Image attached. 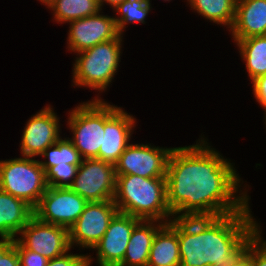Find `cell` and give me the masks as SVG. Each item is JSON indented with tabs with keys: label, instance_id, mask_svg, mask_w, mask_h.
<instances>
[{
	"label": "cell",
	"instance_id": "7",
	"mask_svg": "<svg viewBox=\"0 0 266 266\" xmlns=\"http://www.w3.org/2000/svg\"><path fill=\"white\" fill-rule=\"evenodd\" d=\"M70 188L87 202L113 200L116 190L114 164L96 158L82 159Z\"/></svg>",
	"mask_w": 266,
	"mask_h": 266
},
{
	"label": "cell",
	"instance_id": "18",
	"mask_svg": "<svg viewBox=\"0 0 266 266\" xmlns=\"http://www.w3.org/2000/svg\"><path fill=\"white\" fill-rule=\"evenodd\" d=\"M178 218L165 223L156 233L147 266H180Z\"/></svg>",
	"mask_w": 266,
	"mask_h": 266
},
{
	"label": "cell",
	"instance_id": "22",
	"mask_svg": "<svg viewBox=\"0 0 266 266\" xmlns=\"http://www.w3.org/2000/svg\"><path fill=\"white\" fill-rule=\"evenodd\" d=\"M49 9L57 23H68L99 13L102 9L98 0H57Z\"/></svg>",
	"mask_w": 266,
	"mask_h": 266
},
{
	"label": "cell",
	"instance_id": "2",
	"mask_svg": "<svg viewBox=\"0 0 266 266\" xmlns=\"http://www.w3.org/2000/svg\"><path fill=\"white\" fill-rule=\"evenodd\" d=\"M250 210L178 218L180 266H226L261 227Z\"/></svg>",
	"mask_w": 266,
	"mask_h": 266
},
{
	"label": "cell",
	"instance_id": "13",
	"mask_svg": "<svg viewBox=\"0 0 266 266\" xmlns=\"http://www.w3.org/2000/svg\"><path fill=\"white\" fill-rule=\"evenodd\" d=\"M140 221L119 211L114 215L104 236L93 247L99 266H118L123 261L131 233Z\"/></svg>",
	"mask_w": 266,
	"mask_h": 266
},
{
	"label": "cell",
	"instance_id": "21",
	"mask_svg": "<svg viewBox=\"0 0 266 266\" xmlns=\"http://www.w3.org/2000/svg\"><path fill=\"white\" fill-rule=\"evenodd\" d=\"M191 8L205 19L219 25L233 26L237 0H187Z\"/></svg>",
	"mask_w": 266,
	"mask_h": 266
},
{
	"label": "cell",
	"instance_id": "6",
	"mask_svg": "<svg viewBox=\"0 0 266 266\" xmlns=\"http://www.w3.org/2000/svg\"><path fill=\"white\" fill-rule=\"evenodd\" d=\"M68 125L73 138L68 139L79 151L82 159H99L104 136V101L97 96L69 111Z\"/></svg>",
	"mask_w": 266,
	"mask_h": 266
},
{
	"label": "cell",
	"instance_id": "27",
	"mask_svg": "<svg viewBox=\"0 0 266 266\" xmlns=\"http://www.w3.org/2000/svg\"><path fill=\"white\" fill-rule=\"evenodd\" d=\"M90 255L68 254V251L61 256L48 261L47 266H90L92 262Z\"/></svg>",
	"mask_w": 266,
	"mask_h": 266
},
{
	"label": "cell",
	"instance_id": "29",
	"mask_svg": "<svg viewBox=\"0 0 266 266\" xmlns=\"http://www.w3.org/2000/svg\"><path fill=\"white\" fill-rule=\"evenodd\" d=\"M260 229L252 236L253 266H266V241L260 235Z\"/></svg>",
	"mask_w": 266,
	"mask_h": 266
},
{
	"label": "cell",
	"instance_id": "1",
	"mask_svg": "<svg viewBox=\"0 0 266 266\" xmlns=\"http://www.w3.org/2000/svg\"><path fill=\"white\" fill-rule=\"evenodd\" d=\"M215 150L204 138L194 145L173 147L166 172L173 218L222 216L249 205L246 191L236 195L241 179L232 163Z\"/></svg>",
	"mask_w": 266,
	"mask_h": 266
},
{
	"label": "cell",
	"instance_id": "11",
	"mask_svg": "<svg viewBox=\"0 0 266 266\" xmlns=\"http://www.w3.org/2000/svg\"><path fill=\"white\" fill-rule=\"evenodd\" d=\"M17 240L26 248L48 260L70 251L69 231L59 225L39 221L33 216L23 227Z\"/></svg>",
	"mask_w": 266,
	"mask_h": 266
},
{
	"label": "cell",
	"instance_id": "26",
	"mask_svg": "<svg viewBox=\"0 0 266 266\" xmlns=\"http://www.w3.org/2000/svg\"><path fill=\"white\" fill-rule=\"evenodd\" d=\"M0 266H20L14 238H1Z\"/></svg>",
	"mask_w": 266,
	"mask_h": 266
},
{
	"label": "cell",
	"instance_id": "33",
	"mask_svg": "<svg viewBox=\"0 0 266 266\" xmlns=\"http://www.w3.org/2000/svg\"><path fill=\"white\" fill-rule=\"evenodd\" d=\"M40 2H42V4L48 6L47 8H49L52 4H54L57 0H39Z\"/></svg>",
	"mask_w": 266,
	"mask_h": 266
},
{
	"label": "cell",
	"instance_id": "31",
	"mask_svg": "<svg viewBox=\"0 0 266 266\" xmlns=\"http://www.w3.org/2000/svg\"><path fill=\"white\" fill-rule=\"evenodd\" d=\"M251 82L253 84L254 97L266 112V75L260 76Z\"/></svg>",
	"mask_w": 266,
	"mask_h": 266
},
{
	"label": "cell",
	"instance_id": "12",
	"mask_svg": "<svg viewBox=\"0 0 266 266\" xmlns=\"http://www.w3.org/2000/svg\"><path fill=\"white\" fill-rule=\"evenodd\" d=\"M136 119L121 107L104 101V136L99 149V159L115 164L126 147Z\"/></svg>",
	"mask_w": 266,
	"mask_h": 266
},
{
	"label": "cell",
	"instance_id": "30",
	"mask_svg": "<svg viewBox=\"0 0 266 266\" xmlns=\"http://www.w3.org/2000/svg\"><path fill=\"white\" fill-rule=\"evenodd\" d=\"M226 266H253L252 238L245 247Z\"/></svg>",
	"mask_w": 266,
	"mask_h": 266
},
{
	"label": "cell",
	"instance_id": "25",
	"mask_svg": "<svg viewBox=\"0 0 266 266\" xmlns=\"http://www.w3.org/2000/svg\"><path fill=\"white\" fill-rule=\"evenodd\" d=\"M79 165L52 166L45 172L47 187H70Z\"/></svg>",
	"mask_w": 266,
	"mask_h": 266
},
{
	"label": "cell",
	"instance_id": "14",
	"mask_svg": "<svg viewBox=\"0 0 266 266\" xmlns=\"http://www.w3.org/2000/svg\"><path fill=\"white\" fill-rule=\"evenodd\" d=\"M100 13L69 22L68 50L79 53L120 35L114 17Z\"/></svg>",
	"mask_w": 266,
	"mask_h": 266
},
{
	"label": "cell",
	"instance_id": "20",
	"mask_svg": "<svg viewBox=\"0 0 266 266\" xmlns=\"http://www.w3.org/2000/svg\"><path fill=\"white\" fill-rule=\"evenodd\" d=\"M250 80L266 75V36H251L242 40H234Z\"/></svg>",
	"mask_w": 266,
	"mask_h": 266
},
{
	"label": "cell",
	"instance_id": "19",
	"mask_svg": "<svg viewBox=\"0 0 266 266\" xmlns=\"http://www.w3.org/2000/svg\"><path fill=\"white\" fill-rule=\"evenodd\" d=\"M34 216L33 208L22 199L0 189V237L14 238Z\"/></svg>",
	"mask_w": 266,
	"mask_h": 266
},
{
	"label": "cell",
	"instance_id": "24",
	"mask_svg": "<svg viewBox=\"0 0 266 266\" xmlns=\"http://www.w3.org/2000/svg\"><path fill=\"white\" fill-rule=\"evenodd\" d=\"M150 0H124L114 11L121 17H114L117 24V31L123 35V30L128 23H144L145 17L151 10Z\"/></svg>",
	"mask_w": 266,
	"mask_h": 266
},
{
	"label": "cell",
	"instance_id": "8",
	"mask_svg": "<svg viewBox=\"0 0 266 266\" xmlns=\"http://www.w3.org/2000/svg\"><path fill=\"white\" fill-rule=\"evenodd\" d=\"M88 202L70 187H47L34 216L41 222L69 228L75 223Z\"/></svg>",
	"mask_w": 266,
	"mask_h": 266
},
{
	"label": "cell",
	"instance_id": "16",
	"mask_svg": "<svg viewBox=\"0 0 266 266\" xmlns=\"http://www.w3.org/2000/svg\"><path fill=\"white\" fill-rule=\"evenodd\" d=\"M234 40L266 33V0H237L233 26L229 30Z\"/></svg>",
	"mask_w": 266,
	"mask_h": 266
},
{
	"label": "cell",
	"instance_id": "17",
	"mask_svg": "<svg viewBox=\"0 0 266 266\" xmlns=\"http://www.w3.org/2000/svg\"><path fill=\"white\" fill-rule=\"evenodd\" d=\"M164 224L157 220H141L134 227L123 261L118 266H147L154 237Z\"/></svg>",
	"mask_w": 266,
	"mask_h": 266
},
{
	"label": "cell",
	"instance_id": "4",
	"mask_svg": "<svg viewBox=\"0 0 266 266\" xmlns=\"http://www.w3.org/2000/svg\"><path fill=\"white\" fill-rule=\"evenodd\" d=\"M122 35L77 53L73 64V82L78 87L105 91L114 79L121 56Z\"/></svg>",
	"mask_w": 266,
	"mask_h": 266
},
{
	"label": "cell",
	"instance_id": "28",
	"mask_svg": "<svg viewBox=\"0 0 266 266\" xmlns=\"http://www.w3.org/2000/svg\"><path fill=\"white\" fill-rule=\"evenodd\" d=\"M15 245L20 266H47L49 260L41 254L26 249L17 239H15Z\"/></svg>",
	"mask_w": 266,
	"mask_h": 266
},
{
	"label": "cell",
	"instance_id": "10",
	"mask_svg": "<svg viewBox=\"0 0 266 266\" xmlns=\"http://www.w3.org/2000/svg\"><path fill=\"white\" fill-rule=\"evenodd\" d=\"M118 208L113 200L88 202L75 223L69 228L71 248L93 249L108 229L109 223Z\"/></svg>",
	"mask_w": 266,
	"mask_h": 266
},
{
	"label": "cell",
	"instance_id": "3",
	"mask_svg": "<svg viewBox=\"0 0 266 266\" xmlns=\"http://www.w3.org/2000/svg\"><path fill=\"white\" fill-rule=\"evenodd\" d=\"M113 202L119 212L141 220L168 223L173 218L167 203L166 177L145 178L138 175H116Z\"/></svg>",
	"mask_w": 266,
	"mask_h": 266
},
{
	"label": "cell",
	"instance_id": "23",
	"mask_svg": "<svg viewBox=\"0 0 266 266\" xmlns=\"http://www.w3.org/2000/svg\"><path fill=\"white\" fill-rule=\"evenodd\" d=\"M45 161H40L41 167L46 172L50 167L67 166L70 165H80L82 158L79 151L74 147L73 143L67 138L62 139L61 137L56 141V143L47 147L41 154Z\"/></svg>",
	"mask_w": 266,
	"mask_h": 266
},
{
	"label": "cell",
	"instance_id": "32",
	"mask_svg": "<svg viewBox=\"0 0 266 266\" xmlns=\"http://www.w3.org/2000/svg\"><path fill=\"white\" fill-rule=\"evenodd\" d=\"M123 1L124 0H98L101 9H102V6L104 5V3L109 4L110 6H112V9H114L115 7H117Z\"/></svg>",
	"mask_w": 266,
	"mask_h": 266
},
{
	"label": "cell",
	"instance_id": "15",
	"mask_svg": "<svg viewBox=\"0 0 266 266\" xmlns=\"http://www.w3.org/2000/svg\"><path fill=\"white\" fill-rule=\"evenodd\" d=\"M59 118L50 106L34 114L23 130L20 153L22 156H40L60 138Z\"/></svg>",
	"mask_w": 266,
	"mask_h": 266
},
{
	"label": "cell",
	"instance_id": "5",
	"mask_svg": "<svg viewBox=\"0 0 266 266\" xmlns=\"http://www.w3.org/2000/svg\"><path fill=\"white\" fill-rule=\"evenodd\" d=\"M0 189L22 199L34 209L47 189L40 161L27 156L1 160Z\"/></svg>",
	"mask_w": 266,
	"mask_h": 266
},
{
	"label": "cell",
	"instance_id": "9",
	"mask_svg": "<svg viewBox=\"0 0 266 266\" xmlns=\"http://www.w3.org/2000/svg\"><path fill=\"white\" fill-rule=\"evenodd\" d=\"M173 148L150 144H129L114 164L116 175H138L145 178L166 177Z\"/></svg>",
	"mask_w": 266,
	"mask_h": 266
}]
</instances>
